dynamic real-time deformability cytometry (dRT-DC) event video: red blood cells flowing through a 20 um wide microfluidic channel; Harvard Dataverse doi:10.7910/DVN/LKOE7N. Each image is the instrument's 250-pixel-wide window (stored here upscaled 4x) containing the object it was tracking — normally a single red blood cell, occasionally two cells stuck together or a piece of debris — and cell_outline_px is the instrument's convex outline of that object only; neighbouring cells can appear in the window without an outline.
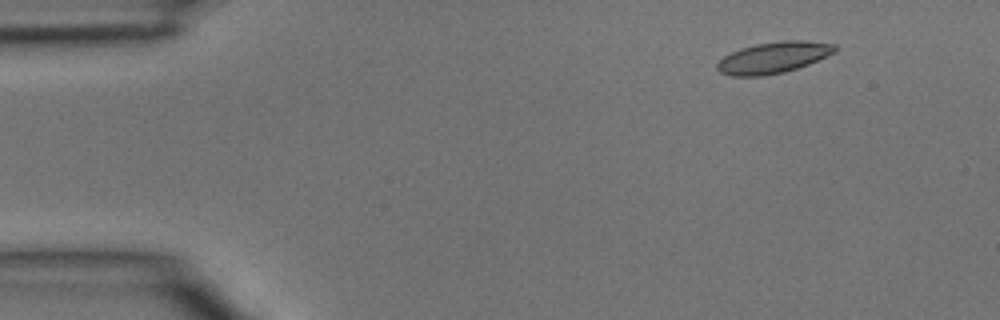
{"species": "common noctule bat (a hibernating species)", "species_latin": "Nyctalus noctula", "temperature_condition": "room temperature", "stored_images_in_passage": 4, "camera_frame_rate_fps": 3000, "um_per_image_px": 0.085, "animal": {"sex": "male", "body_mass_g": 15.6}, "frame": {"image": 1, "passage_image": 2, "time_ms": 0.333, "image_size_px": [1000, 320], "cell_outline_px": [[836, 52], [808, 64], [784, 72], [764, 76], [732, 76], [720, 72], [716, 68], [716, 64], [724, 56], [740, 48], [756, 44], [784, 40], [800, 40], [836, 44]], "centroid_in_image_um": [65.73, 4.89], "position_along_channel_um": 19.3, "area_um2": 21.39}}
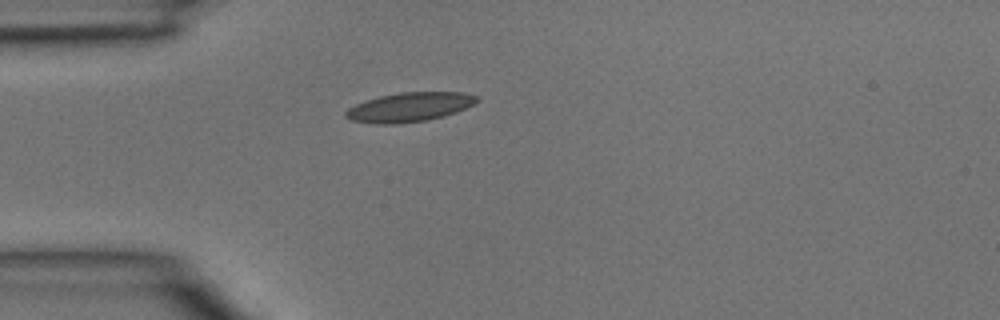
{"frame": {"image": 2, "passage_image": 4, "time_ms": 1.0, "image_size_px": [1000, 320], "cell_outline_px": [[480, 100], [456, 112], [444, 116], [428, 120], [396, 124], [376, 124], [352, 120], [344, 116], [344, 112], [348, 108], [356, 104], [380, 96], [400, 92], [464, 92], [476, 96]], "centroid_in_image_um": [34.79, 9.11], "position_along_channel_um": 50.2, "area_um2": 22.25}}